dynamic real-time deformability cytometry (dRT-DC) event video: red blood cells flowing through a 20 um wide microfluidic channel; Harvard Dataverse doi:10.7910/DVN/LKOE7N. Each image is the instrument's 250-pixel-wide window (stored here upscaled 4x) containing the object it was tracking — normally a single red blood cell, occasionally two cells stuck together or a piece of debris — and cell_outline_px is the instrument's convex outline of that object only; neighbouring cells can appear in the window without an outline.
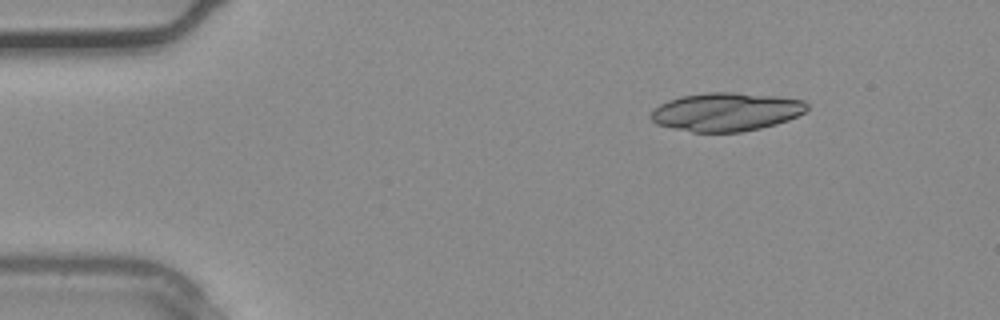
{"species": "common noctule bat (a hibernating species)", "species_latin": "Nyctalus noctula", "temperature_condition": "warm", "stored_images_in_passage": 2, "camera_frame_rate_fps": 3000, "um_per_image_px": 0.085, "animal": {"sex": "male", "body_mass_g": 20.4}, "frame": {"image": 1, "passage_image": 1, "time_ms": 0.0, "image_size_px": [1000, 320], "cell_outline_px": [[808, 108], [804, 112], [788, 120], [776, 124], [760, 128], [740, 132], [692, 132], [672, 128], [656, 124], [648, 116], [660, 104], [668, 100], [680, 96], [708, 92], [736, 92], [776, 96], [804, 100], [808, 104]], "centroid_in_image_um": [61.71, 9.5], "position_along_channel_um": 23.3, "area_um2": 35.08}}